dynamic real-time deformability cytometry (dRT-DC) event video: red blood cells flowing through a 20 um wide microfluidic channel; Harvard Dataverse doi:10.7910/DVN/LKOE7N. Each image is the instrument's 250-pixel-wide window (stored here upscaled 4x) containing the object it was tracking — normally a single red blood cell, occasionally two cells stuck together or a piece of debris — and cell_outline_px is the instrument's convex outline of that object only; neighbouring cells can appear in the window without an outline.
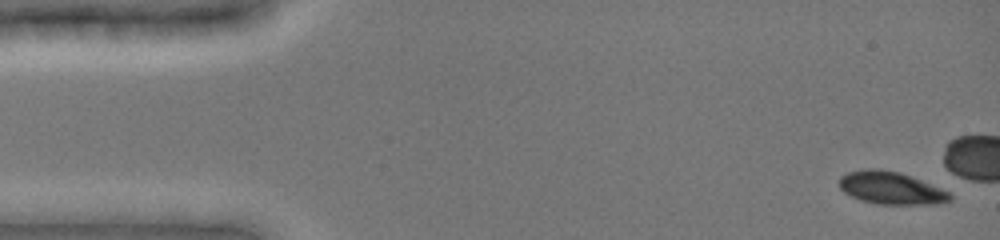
{"species": "common noctule bat (a hibernating species)", "species_latin": "Nyctalus noctula", "temperature_condition": "cold", "stored_images_in_passage": 48, "camera_frame_rate_fps": 3000, "um_per_image_px": 0.085, "animal": {"sex": "female", "body_mass_g": 19.0, "forearm_length_mm": 51.5}, "frame": {"image": 1, "passage_image": 1, "time_ms": 0.0, "image_size_px": [1000, 240], "cell_outline_px": [[952, 200], [936, 204], [876, 204], [860, 200], [844, 192], [840, 188], [840, 176], [848, 172], [864, 168], [880, 168], [900, 172], [940, 188], [948, 192], [952, 196]], "centroid_in_image_um": [75.7, 15.97], "position_along_channel_um": 9.3, "area_um2": 20.98}}
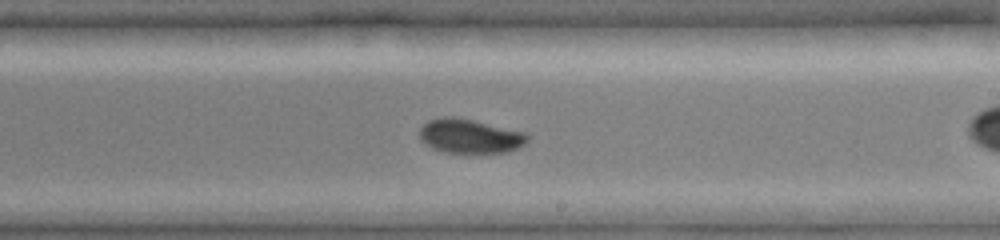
{"frame": {"image": 2, "passage_image": 29, "time_ms": 9.0, "image_size_px": [1000, 240], "cell_outline_px": [[528, 140], [520, 148], [508, 152], [468, 156], [444, 152], [432, 148], [424, 144], [420, 140], [420, 128], [428, 120], [444, 116], [456, 116], [528, 132]], "centroid_in_image_um": [39.97, 11.61], "position_along_channel_um": 249.0, "area_um2": 22.72}}
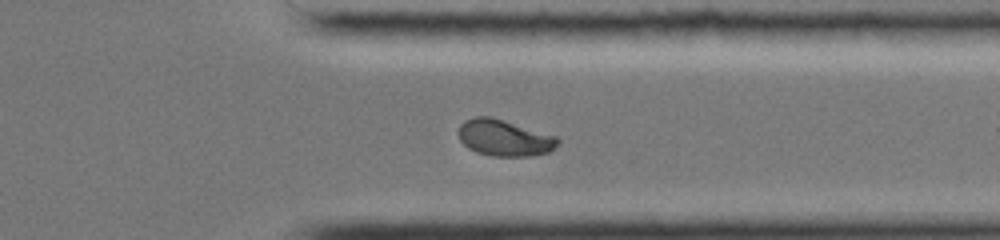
{"frame": {"image": 3, "passage_image": 38, "time_ms": 12.0, "image_size_px": [1000, 240], "cell_outline_px": [[560, 140], [548, 152], [532, 156], [492, 156], [476, 152], [468, 148], [460, 140], [456, 132], [460, 124], [464, 120], [476, 116], [492, 116], [556, 136]], "centroid_in_image_um": [42.81, 11.7], "position_along_channel_um": 368.6, "area_um2": 21.15}, "authors_computed_cell_mechanics": {"area_um2": 21.4727, "velocity_mm_per_s": 3.9516, "shape_relaxation_time_tau1_ms": 8.9228, "shape_relaxation_time_tau2_ms": null, "deformation_change_tau1": 0.1995, "deformation_change_tau2": null}}